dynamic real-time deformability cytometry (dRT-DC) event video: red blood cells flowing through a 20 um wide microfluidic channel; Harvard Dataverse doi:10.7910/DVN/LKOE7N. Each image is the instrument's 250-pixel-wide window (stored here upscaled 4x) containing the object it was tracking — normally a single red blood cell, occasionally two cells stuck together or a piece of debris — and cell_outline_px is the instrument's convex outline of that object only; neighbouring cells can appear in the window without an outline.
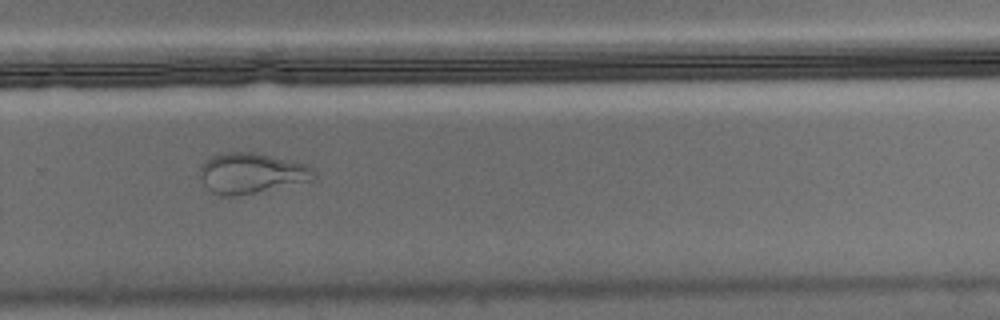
{"species": "Egyptian fruit bat (a non-hibernating species)", "species_latin": "Rousettus aegyptiacus", "temperature_condition": "warm", "stored_images_in_passage": 56, "camera_frame_rate_fps": 3000, "um_per_image_px": 0.085, "animal": {"sex": "male"}, "frame": {"image": 1, "passage_image": 38, "time_ms": 12.333, "image_size_px": [1000, 320], "cell_outline_px": [[316, 176], [312, 180], [236, 196], [220, 196], [212, 192], [200, 180], [200, 164], [204, 160], [212, 156], [224, 152], [252, 152], [308, 164], [316, 172]], "centroid_in_image_um": [21.33, 14.71], "position_along_channel_um": 308.5, "area_um2": 26.82}}
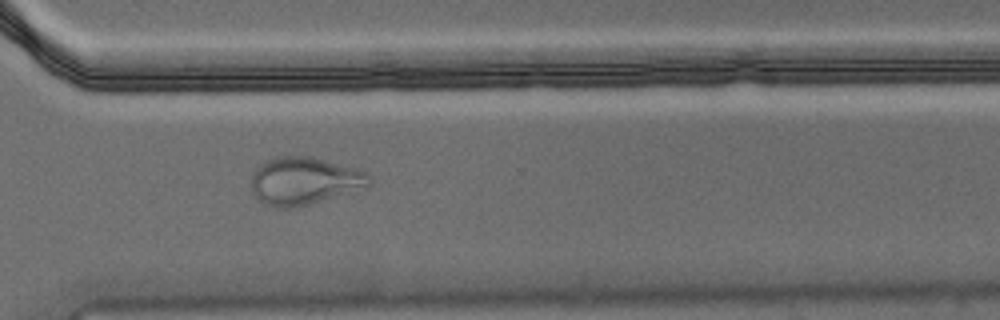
{"frame": {"image": 2, "passage_image": 41, "time_ms": 13.333, "image_size_px": [1000, 320], "cell_outline_px": [[372, 184], [348, 192], [308, 204], [292, 208], [276, 208], [264, 204], [252, 192], [252, 176], [256, 168], [260, 164], [268, 160], [280, 156], [312, 156], [356, 168], [368, 172], [372, 180]], "centroid_in_image_um": [25.86, 15.36], "position_along_channel_um": 344.7, "area_um2": 32.48}}
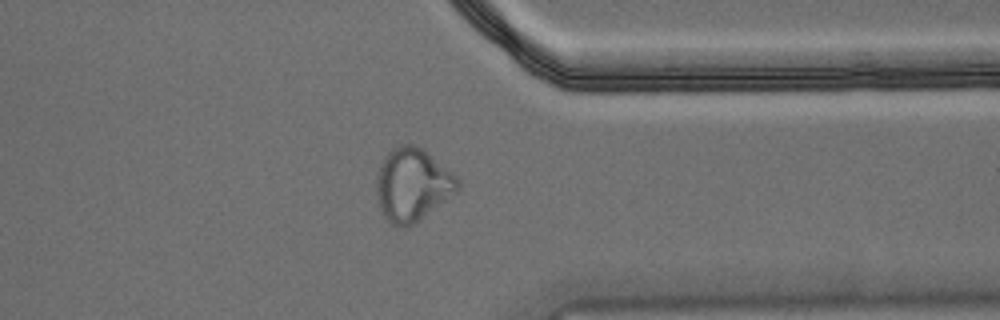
{"frame": {"image": 3, "passage_image": 44, "time_ms": 14.333, "image_size_px": [1000, 320], "cell_outline_px": [[460, 188], [456, 192], [416, 224], [408, 228], [396, 228], [384, 216], [376, 192], [376, 180], [380, 164], [388, 152], [392, 148], [400, 144], [412, 144], [424, 148], [452, 172], [460, 180]], "centroid_in_image_um": [35.07, 15.71], "position_along_channel_um": 376.3, "area_um2": 34.91}, "authors_computed_cell_mechanics": {"area_um2": 27.8596, "velocity_mm_per_s": 3.6242, "shape_relaxation_time_tau1_ms": null, "shape_relaxation_time_tau2_ms": 1.2299, "deformation_change_tau1": null, "deformation_change_tau2": 0.0861}}